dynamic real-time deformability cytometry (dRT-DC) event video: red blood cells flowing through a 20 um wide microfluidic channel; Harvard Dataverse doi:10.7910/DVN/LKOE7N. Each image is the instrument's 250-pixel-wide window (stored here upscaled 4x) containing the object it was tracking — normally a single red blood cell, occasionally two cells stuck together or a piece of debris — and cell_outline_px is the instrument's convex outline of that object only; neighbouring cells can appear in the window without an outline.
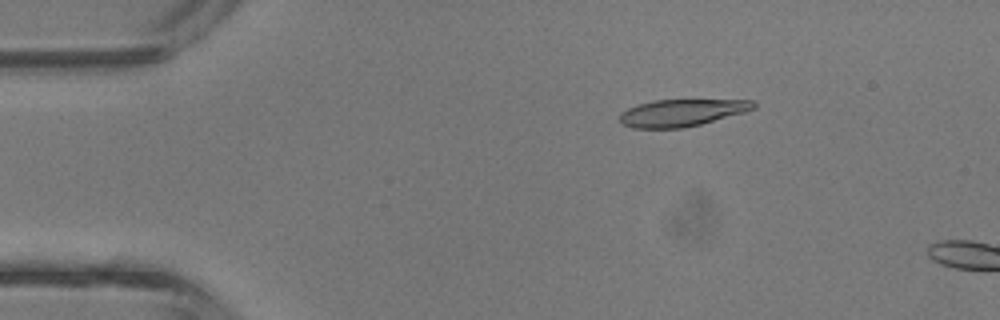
{"species": "common noctule bat (a hibernating species)", "species_latin": "Nyctalus noctula", "temperature_condition": "room temperature", "stored_images_in_passage": 10, "camera_frame_rate_fps": 3000, "um_per_image_px": 0.085, "animal": {"sex": "male", "body_mass_g": 13.3}, "frame": {"image": 1, "passage_image": 7, "time_ms": 2.0, "image_size_px": [1000, 320], "cell_outline_px": [[756, 108], [744, 112], [700, 124], [684, 128], [632, 128], [624, 124], [620, 120], [620, 112], [628, 108], [652, 100], [756, 100]], "centroid_in_image_um": [57.96, 9.58], "position_along_channel_um": 27.0, "area_um2": 20.98}}